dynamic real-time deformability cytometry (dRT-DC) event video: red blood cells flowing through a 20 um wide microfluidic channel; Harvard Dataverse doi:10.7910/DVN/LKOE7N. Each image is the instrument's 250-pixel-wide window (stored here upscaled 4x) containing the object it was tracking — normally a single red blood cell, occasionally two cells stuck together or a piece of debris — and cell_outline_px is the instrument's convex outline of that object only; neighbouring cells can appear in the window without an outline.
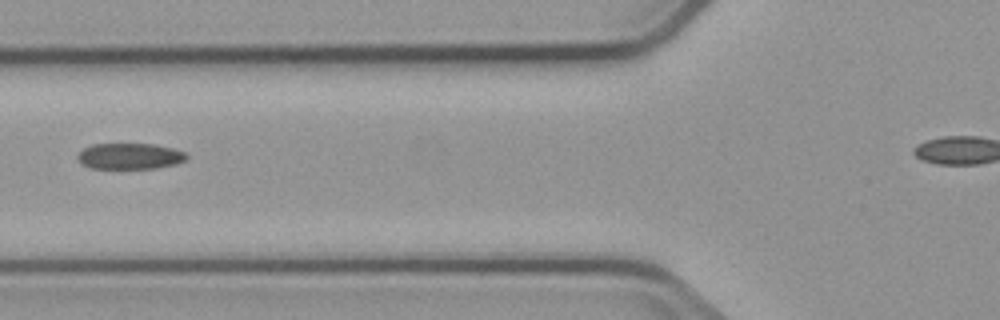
{"species": "common noctule bat (a hibernating species)", "species_latin": "Nyctalus noctula", "temperature_condition": "cold", "stored_images_in_passage": 5, "camera_frame_rate_fps": 3000, "um_per_image_px": 0.085, "animal": {"sex": "male", "body_mass_g": 23.1, "forearm_length_mm": 52.7}, "frame": {"image": 1, "passage_image": 3, "time_ms": 3.333, "image_size_px": [1000, 320], "cell_outline_px": [[188, 156], [184, 160], [176, 164], [156, 168], [88, 168], [80, 164], [76, 156], [84, 148], [92, 144], [152, 144], [172, 148], [184, 152]], "centroid_in_image_um": [10.99, 13.28], "position_along_channel_um": 114.8, "area_um2": 16.47}}
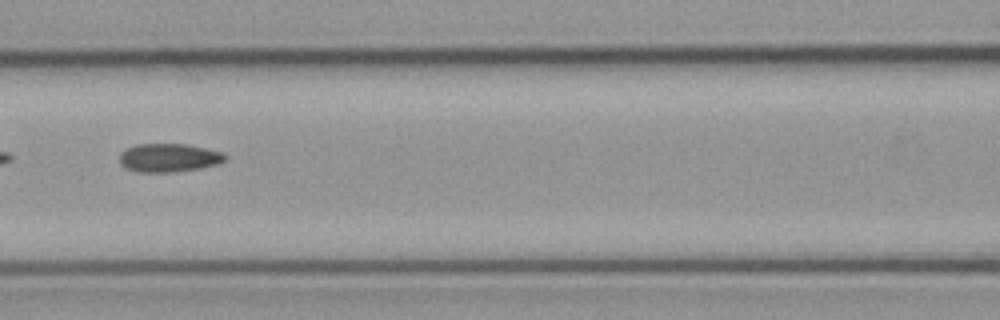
{"frame": {"image": 2, "passage_image": 4, "time_ms": 4.333, "image_size_px": [1000, 320], "cell_outline_px": [[228, 156], [220, 164], [200, 168], [176, 172], [136, 172], [124, 168], [120, 164], [120, 152], [136, 144], [184, 144], [208, 148], [224, 152]], "centroid_in_image_um": [14.37, 13.41], "position_along_channel_um": 152.2, "area_um2": 17.8}}
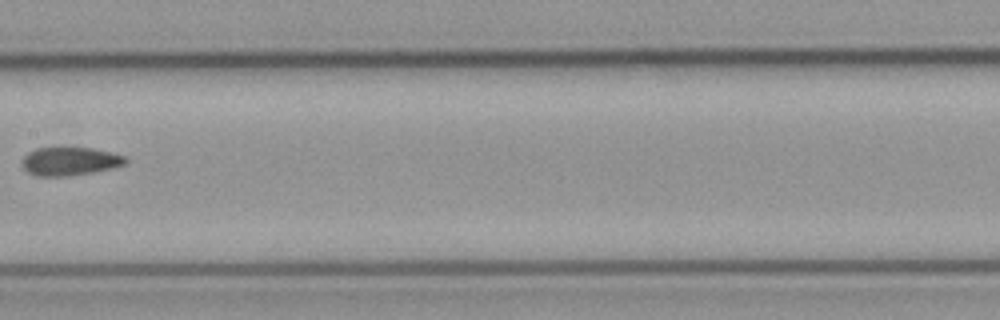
{"frame": {"image": 3, "passage_image": 5, "time_ms": 5.667, "image_size_px": [1000, 320], "cell_outline_px": [[128, 160], [124, 164], [112, 168], [92, 172], [68, 176], [36, 176], [28, 172], [20, 164], [20, 160], [28, 152], [36, 148], [92, 148], [124, 156]], "centroid_in_image_um": [5.88, 13.71], "position_along_channel_um": 201.5, "area_um2": 16.99}}